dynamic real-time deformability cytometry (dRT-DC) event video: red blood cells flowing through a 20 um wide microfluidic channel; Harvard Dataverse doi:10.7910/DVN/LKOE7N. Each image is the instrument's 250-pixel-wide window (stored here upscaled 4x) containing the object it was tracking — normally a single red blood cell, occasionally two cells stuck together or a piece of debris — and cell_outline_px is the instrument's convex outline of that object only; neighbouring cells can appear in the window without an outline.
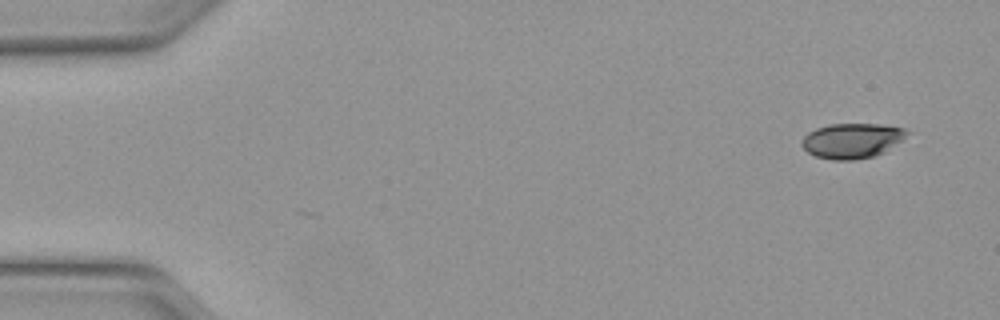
{"species": "Egyptian fruit bat (a non-hibernating species)", "species_latin": "Rousettus aegyptiacus", "temperature_condition": "warm", "stored_images_in_passage": 2, "camera_frame_rate_fps": 3000, "um_per_image_px": 0.085, "animal": {"sex": "female"}, "frame": {"image": 1, "passage_image": 2, "time_ms": 0.333, "image_size_px": [1000, 320], "cell_outline_px": [[912, 132], [884, 152], [876, 156], [856, 160], [832, 160], [816, 156], [808, 152], [800, 144], [804, 136], [808, 132], [816, 128], [828, 124], [880, 124], [904, 128]], "centroid_in_image_um": [72.42, 11.95], "position_along_channel_um": 12.6, "area_um2": 21.62}}